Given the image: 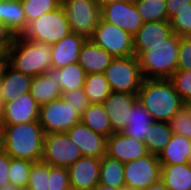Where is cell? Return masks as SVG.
I'll list each match as a JSON object with an SVG mask.
<instances>
[{
  "instance_id": "6da1fadb",
  "label": "cell",
  "mask_w": 191,
  "mask_h": 190,
  "mask_svg": "<svg viewBox=\"0 0 191 190\" xmlns=\"http://www.w3.org/2000/svg\"><path fill=\"white\" fill-rule=\"evenodd\" d=\"M137 96L153 121L169 122L185 105L167 78L144 79Z\"/></svg>"
},
{
  "instance_id": "7a4b0ae2",
  "label": "cell",
  "mask_w": 191,
  "mask_h": 190,
  "mask_svg": "<svg viewBox=\"0 0 191 190\" xmlns=\"http://www.w3.org/2000/svg\"><path fill=\"white\" fill-rule=\"evenodd\" d=\"M44 136L39 121L5 125L3 150L12 158L40 162L43 157Z\"/></svg>"
},
{
  "instance_id": "3957f363",
  "label": "cell",
  "mask_w": 191,
  "mask_h": 190,
  "mask_svg": "<svg viewBox=\"0 0 191 190\" xmlns=\"http://www.w3.org/2000/svg\"><path fill=\"white\" fill-rule=\"evenodd\" d=\"M7 57L10 67L32 78L52 67L51 45L28 41L22 36H15Z\"/></svg>"
},
{
  "instance_id": "277c9868",
  "label": "cell",
  "mask_w": 191,
  "mask_h": 190,
  "mask_svg": "<svg viewBox=\"0 0 191 190\" xmlns=\"http://www.w3.org/2000/svg\"><path fill=\"white\" fill-rule=\"evenodd\" d=\"M181 36L172 34L163 43L151 44L139 56L144 79H169L177 70Z\"/></svg>"
},
{
  "instance_id": "5b68a950",
  "label": "cell",
  "mask_w": 191,
  "mask_h": 190,
  "mask_svg": "<svg viewBox=\"0 0 191 190\" xmlns=\"http://www.w3.org/2000/svg\"><path fill=\"white\" fill-rule=\"evenodd\" d=\"M111 91L138 93L144 80L138 57H114L104 71Z\"/></svg>"
},
{
  "instance_id": "8992f818",
  "label": "cell",
  "mask_w": 191,
  "mask_h": 190,
  "mask_svg": "<svg viewBox=\"0 0 191 190\" xmlns=\"http://www.w3.org/2000/svg\"><path fill=\"white\" fill-rule=\"evenodd\" d=\"M70 33L68 19L63 7L60 6L32 21L22 37L28 41H37L52 46Z\"/></svg>"
},
{
  "instance_id": "52a82bcc",
  "label": "cell",
  "mask_w": 191,
  "mask_h": 190,
  "mask_svg": "<svg viewBox=\"0 0 191 190\" xmlns=\"http://www.w3.org/2000/svg\"><path fill=\"white\" fill-rule=\"evenodd\" d=\"M70 31L90 39L101 20V7L96 0H61Z\"/></svg>"
},
{
  "instance_id": "ba28073f",
  "label": "cell",
  "mask_w": 191,
  "mask_h": 190,
  "mask_svg": "<svg viewBox=\"0 0 191 190\" xmlns=\"http://www.w3.org/2000/svg\"><path fill=\"white\" fill-rule=\"evenodd\" d=\"M90 40L105 49L113 57L135 55L133 36L120 27L104 21L102 18Z\"/></svg>"
},
{
  "instance_id": "9c48e42d",
  "label": "cell",
  "mask_w": 191,
  "mask_h": 190,
  "mask_svg": "<svg viewBox=\"0 0 191 190\" xmlns=\"http://www.w3.org/2000/svg\"><path fill=\"white\" fill-rule=\"evenodd\" d=\"M80 119L79 112L62 98L40 106L38 121L45 134L66 132Z\"/></svg>"
},
{
  "instance_id": "30bf717a",
  "label": "cell",
  "mask_w": 191,
  "mask_h": 190,
  "mask_svg": "<svg viewBox=\"0 0 191 190\" xmlns=\"http://www.w3.org/2000/svg\"><path fill=\"white\" fill-rule=\"evenodd\" d=\"M81 157L80 149L66 132L45 134L42 162L68 168Z\"/></svg>"
},
{
  "instance_id": "8fae6325",
  "label": "cell",
  "mask_w": 191,
  "mask_h": 190,
  "mask_svg": "<svg viewBox=\"0 0 191 190\" xmlns=\"http://www.w3.org/2000/svg\"><path fill=\"white\" fill-rule=\"evenodd\" d=\"M161 164L158 155H148L124 163L125 186L135 190H145L161 180Z\"/></svg>"
},
{
  "instance_id": "7c38bea8",
  "label": "cell",
  "mask_w": 191,
  "mask_h": 190,
  "mask_svg": "<svg viewBox=\"0 0 191 190\" xmlns=\"http://www.w3.org/2000/svg\"><path fill=\"white\" fill-rule=\"evenodd\" d=\"M101 18L134 36L143 21L133 1L123 0L101 7Z\"/></svg>"
},
{
  "instance_id": "4fadbf2b",
  "label": "cell",
  "mask_w": 191,
  "mask_h": 190,
  "mask_svg": "<svg viewBox=\"0 0 191 190\" xmlns=\"http://www.w3.org/2000/svg\"><path fill=\"white\" fill-rule=\"evenodd\" d=\"M101 158L82 156L67 168L70 188L92 190L100 177Z\"/></svg>"
},
{
  "instance_id": "5bb4252c",
  "label": "cell",
  "mask_w": 191,
  "mask_h": 190,
  "mask_svg": "<svg viewBox=\"0 0 191 190\" xmlns=\"http://www.w3.org/2000/svg\"><path fill=\"white\" fill-rule=\"evenodd\" d=\"M106 154L127 163L149 154L144 141L115 132L107 138Z\"/></svg>"
},
{
  "instance_id": "9a60e30c",
  "label": "cell",
  "mask_w": 191,
  "mask_h": 190,
  "mask_svg": "<svg viewBox=\"0 0 191 190\" xmlns=\"http://www.w3.org/2000/svg\"><path fill=\"white\" fill-rule=\"evenodd\" d=\"M40 105L35 101L30 92L17 99L4 103L2 120L5 125H14L39 120Z\"/></svg>"
},
{
  "instance_id": "2e32d148",
  "label": "cell",
  "mask_w": 191,
  "mask_h": 190,
  "mask_svg": "<svg viewBox=\"0 0 191 190\" xmlns=\"http://www.w3.org/2000/svg\"><path fill=\"white\" fill-rule=\"evenodd\" d=\"M137 94L112 91L102 102L114 132H121L128 124L131 108L138 100Z\"/></svg>"
},
{
  "instance_id": "e0dca14e",
  "label": "cell",
  "mask_w": 191,
  "mask_h": 190,
  "mask_svg": "<svg viewBox=\"0 0 191 190\" xmlns=\"http://www.w3.org/2000/svg\"><path fill=\"white\" fill-rule=\"evenodd\" d=\"M66 133L78 146L82 156L102 158L106 154L107 138L95 133L81 121Z\"/></svg>"
},
{
  "instance_id": "ac0fdd59",
  "label": "cell",
  "mask_w": 191,
  "mask_h": 190,
  "mask_svg": "<svg viewBox=\"0 0 191 190\" xmlns=\"http://www.w3.org/2000/svg\"><path fill=\"white\" fill-rule=\"evenodd\" d=\"M172 34L170 21L143 23L133 36L135 56L138 57L151 44L163 43Z\"/></svg>"
},
{
  "instance_id": "d6986e66",
  "label": "cell",
  "mask_w": 191,
  "mask_h": 190,
  "mask_svg": "<svg viewBox=\"0 0 191 190\" xmlns=\"http://www.w3.org/2000/svg\"><path fill=\"white\" fill-rule=\"evenodd\" d=\"M86 39L73 32L51 46V64L53 68H63L78 63L81 46Z\"/></svg>"
},
{
  "instance_id": "ffe728a7",
  "label": "cell",
  "mask_w": 191,
  "mask_h": 190,
  "mask_svg": "<svg viewBox=\"0 0 191 190\" xmlns=\"http://www.w3.org/2000/svg\"><path fill=\"white\" fill-rule=\"evenodd\" d=\"M113 58L105 49L86 39L79 52L78 64L86 74L104 73Z\"/></svg>"
},
{
  "instance_id": "44dd1931",
  "label": "cell",
  "mask_w": 191,
  "mask_h": 190,
  "mask_svg": "<svg viewBox=\"0 0 191 190\" xmlns=\"http://www.w3.org/2000/svg\"><path fill=\"white\" fill-rule=\"evenodd\" d=\"M32 77L16 71L9 65L0 80V98L2 104L13 101L30 92Z\"/></svg>"
},
{
  "instance_id": "7402d4cb",
  "label": "cell",
  "mask_w": 191,
  "mask_h": 190,
  "mask_svg": "<svg viewBox=\"0 0 191 190\" xmlns=\"http://www.w3.org/2000/svg\"><path fill=\"white\" fill-rule=\"evenodd\" d=\"M47 73L58 84L62 93L84 88L86 72L78 63H72L60 69L51 67Z\"/></svg>"
},
{
  "instance_id": "603a6c76",
  "label": "cell",
  "mask_w": 191,
  "mask_h": 190,
  "mask_svg": "<svg viewBox=\"0 0 191 190\" xmlns=\"http://www.w3.org/2000/svg\"><path fill=\"white\" fill-rule=\"evenodd\" d=\"M0 22L15 36H22L27 29V21L21 0H0Z\"/></svg>"
},
{
  "instance_id": "cb8c5ba5",
  "label": "cell",
  "mask_w": 191,
  "mask_h": 190,
  "mask_svg": "<svg viewBox=\"0 0 191 190\" xmlns=\"http://www.w3.org/2000/svg\"><path fill=\"white\" fill-rule=\"evenodd\" d=\"M191 151V139L172 134L170 142L158 154L161 165H174L189 163L188 157Z\"/></svg>"
},
{
  "instance_id": "d4e9b609",
  "label": "cell",
  "mask_w": 191,
  "mask_h": 190,
  "mask_svg": "<svg viewBox=\"0 0 191 190\" xmlns=\"http://www.w3.org/2000/svg\"><path fill=\"white\" fill-rule=\"evenodd\" d=\"M161 181L168 190H191V165H161Z\"/></svg>"
},
{
  "instance_id": "484cf974",
  "label": "cell",
  "mask_w": 191,
  "mask_h": 190,
  "mask_svg": "<svg viewBox=\"0 0 191 190\" xmlns=\"http://www.w3.org/2000/svg\"><path fill=\"white\" fill-rule=\"evenodd\" d=\"M128 120V124L121 132L126 136L144 141L153 119L139 100L133 104Z\"/></svg>"
},
{
  "instance_id": "4316f807",
  "label": "cell",
  "mask_w": 191,
  "mask_h": 190,
  "mask_svg": "<svg viewBox=\"0 0 191 190\" xmlns=\"http://www.w3.org/2000/svg\"><path fill=\"white\" fill-rule=\"evenodd\" d=\"M80 121L92 131L106 138L113 133L111 122L102 103H93L81 114Z\"/></svg>"
},
{
  "instance_id": "83f0119b",
  "label": "cell",
  "mask_w": 191,
  "mask_h": 190,
  "mask_svg": "<svg viewBox=\"0 0 191 190\" xmlns=\"http://www.w3.org/2000/svg\"><path fill=\"white\" fill-rule=\"evenodd\" d=\"M30 94L41 106L61 98V89L48 73L39 74L32 78Z\"/></svg>"
},
{
  "instance_id": "f1b7e54d",
  "label": "cell",
  "mask_w": 191,
  "mask_h": 190,
  "mask_svg": "<svg viewBox=\"0 0 191 190\" xmlns=\"http://www.w3.org/2000/svg\"><path fill=\"white\" fill-rule=\"evenodd\" d=\"M99 184L114 188L125 187L124 163L105 154L101 158Z\"/></svg>"
},
{
  "instance_id": "f546056e",
  "label": "cell",
  "mask_w": 191,
  "mask_h": 190,
  "mask_svg": "<svg viewBox=\"0 0 191 190\" xmlns=\"http://www.w3.org/2000/svg\"><path fill=\"white\" fill-rule=\"evenodd\" d=\"M172 134L173 132L168 122L153 121L144 138L148 152L158 155L170 142Z\"/></svg>"
},
{
  "instance_id": "4dcf8cb0",
  "label": "cell",
  "mask_w": 191,
  "mask_h": 190,
  "mask_svg": "<svg viewBox=\"0 0 191 190\" xmlns=\"http://www.w3.org/2000/svg\"><path fill=\"white\" fill-rule=\"evenodd\" d=\"M84 91L91 104L102 103L112 92L104 73L86 74Z\"/></svg>"
},
{
  "instance_id": "1f68e13d",
  "label": "cell",
  "mask_w": 191,
  "mask_h": 190,
  "mask_svg": "<svg viewBox=\"0 0 191 190\" xmlns=\"http://www.w3.org/2000/svg\"><path fill=\"white\" fill-rule=\"evenodd\" d=\"M134 4L144 23L169 21L166 0H135Z\"/></svg>"
},
{
  "instance_id": "d6a6232c",
  "label": "cell",
  "mask_w": 191,
  "mask_h": 190,
  "mask_svg": "<svg viewBox=\"0 0 191 190\" xmlns=\"http://www.w3.org/2000/svg\"><path fill=\"white\" fill-rule=\"evenodd\" d=\"M26 17L27 27L45 13L54 11L61 6V0H21Z\"/></svg>"
},
{
  "instance_id": "836d02e7",
  "label": "cell",
  "mask_w": 191,
  "mask_h": 190,
  "mask_svg": "<svg viewBox=\"0 0 191 190\" xmlns=\"http://www.w3.org/2000/svg\"><path fill=\"white\" fill-rule=\"evenodd\" d=\"M34 162L19 158H12L9 166V183L18 188H27L30 170Z\"/></svg>"
},
{
  "instance_id": "e575fe53",
  "label": "cell",
  "mask_w": 191,
  "mask_h": 190,
  "mask_svg": "<svg viewBox=\"0 0 191 190\" xmlns=\"http://www.w3.org/2000/svg\"><path fill=\"white\" fill-rule=\"evenodd\" d=\"M168 123L173 133L191 139V106L185 103Z\"/></svg>"
},
{
  "instance_id": "d590c367",
  "label": "cell",
  "mask_w": 191,
  "mask_h": 190,
  "mask_svg": "<svg viewBox=\"0 0 191 190\" xmlns=\"http://www.w3.org/2000/svg\"><path fill=\"white\" fill-rule=\"evenodd\" d=\"M49 164L42 161L35 162L30 170L27 188L31 190H48Z\"/></svg>"
},
{
  "instance_id": "8d00e7d4",
  "label": "cell",
  "mask_w": 191,
  "mask_h": 190,
  "mask_svg": "<svg viewBox=\"0 0 191 190\" xmlns=\"http://www.w3.org/2000/svg\"><path fill=\"white\" fill-rule=\"evenodd\" d=\"M185 103L191 102V70H176L169 78Z\"/></svg>"
},
{
  "instance_id": "74e56055",
  "label": "cell",
  "mask_w": 191,
  "mask_h": 190,
  "mask_svg": "<svg viewBox=\"0 0 191 190\" xmlns=\"http://www.w3.org/2000/svg\"><path fill=\"white\" fill-rule=\"evenodd\" d=\"M170 25L174 34L181 37L191 36V3L170 20Z\"/></svg>"
},
{
  "instance_id": "f35d334b",
  "label": "cell",
  "mask_w": 191,
  "mask_h": 190,
  "mask_svg": "<svg viewBox=\"0 0 191 190\" xmlns=\"http://www.w3.org/2000/svg\"><path fill=\"white\" fill-rule=\"evenodd\" d=\"M48 190H67L70 188L67 168L49 165Z\"/></svg>"
},
{
  "instance_id": "ab89813d",
  "label": "cell",
  "mask_w": 191,
  "mask_h": 190,
  "mask_svg": "<svg viewBox=\"0 0 191 190\" xmlns=\"http://www.w3.org/2000/svg\"><path fill=\"white\" fill-rule=\"evenodd\" d=\"M61 98L68 103L81 115L91 104L85 94L84 88L63 92Z\"/></svg>"
},
{
  "instance_id": "60d3db41",
  "label": "cell",
  "mask_w": 191,
  "mask_h": 190,
  "mask_svg": "<svg viewBox=\"0 0 191 190\" xmlns=\"http://www.w3.org/2000/svg\"><path fill=\"white\" fill-rule=\"evenodd\" d=\"M177 70H191V38L181 37Z\"/></svg>"
},
{
  "instance_id": "b9f144b4",
  "label": "cell",
  "mask_w": 191,
  "mask_h": 190,
  "mask_svg": "<svg viewBox=\"0 0 191 190\" xmlns=\"http://www.w3.org/2000/svg\"><path fill=\"white\" fill-rule=\"evenodd\" d=\"M15 35L0 22V49L7 54L12 47Z\"/></svg>"
},
{
  "instance_id": "7bdbcfd3",
  "label": "cell",
  "mask_w": 191,
  "mask_h": 190,
  "mask_svg": "<svg viewBox=\"0 0 191 190\" xmlns=\"http://www.w3.org/2000/svg\"><path fill=\"white\" fill-rule=\"evenodd\" d=\"M11 156L8 155L3 149L0 150V187L9 183V166Z\"/></svg>"
},
{
  "instance_id": "ee69618b",
  "label": "cell",
  "mask_w": 191,
  "mask_h": 190,
  "mask_svg": "<svg viewBox=\"0 0 191 190\" xmlns=\"http://www.w3.org/2000/svg\"><path fill=\"white\" fill-rule=\"evenodd\" d=\"M191 0H166L167 17L170 21L179 11L188 7Z\"/></svg>"
},
{
  "instance_id": "f6af8a7d",
  "label": "cell",
  "mask_w": 191,
  "mask_h": 190,
  "mask_svg": "<svg viewBox=\"0 0 191 190\" xmlns=\"http://www.w3.org/2000/svg\"><path fill=\"white\" fill-rule=\"evenodd\" d=\"M4 133H5V124L0 117V150L3 149L4 146Z\"/></svg>"
},
{
  "instance_id": "bcb514c9",
  "label": "cell",
  "mask_w": 191,
  "mask_h": 190,
  "mask_svg": "<svg viewBox=\"0 0 191 190\" xmlns=\"http://www.w3.org/2000/svg\"><path fill=\"white\" fill-rule=\"evenodd\" d=\"M145 190H168V189L165 187L164 183L160 180L159 182L150 185Z\"/></svg>"
},
{
  "instance_id": "7dc6e473",
  "label": "cell",
  "mask_w": 191,
  "mask_h": 190,
  "mask_svg": "<svg viewBox=\"0 0 191 190\" xmlns=\"http://www.w3.org/2000/svg\"><path fill=\"white\" fill-rule=\"evenodd\" d=\"M7 66L8 60H0V80L2 79Z\"/></svg>"
},
{
  "instance_id": "c3c4849f",
  "label": "cell",
  "mask_w": 191,
  "mask_h": 190,
  "mask_svg": "<svg viewBox=\"0 0 191 190\" xmlns=\"http://www.w3.org/2000/svg\"><path fill=\"white\" fill-rule=\"evenodd\" d=\"M92 190H120V188L109 187L98 183Z\"/></svg>"
},
{
  "instance_id": "681fc988",
  "label": "cell",
  "mask_w": 191,
  "mask_h": 190,
  "mask_svg": "<svg viewBox=\"0 0 191 190\" xmlns=\"http://www.w3.org/2000/svg\"><path fill=\"white\" fill-rule=\"evenodd\" d=\"M0 190H19V188L12 183H6L0 187Z\"/></svg>"
},
{
  "instance_id": "f907efd6",
  "label": "cell",
  "mask_w": 191,
  "mask_h": 190,
  "mask_svg": "<svg viewBox=\"0 0 191 190\" xmlns=\"http://www.w3.org/2000/svg\"><path fill=\"white\" fill-rule=\"evenodd\" d=\"M96 1L100 5V7H102L105 4H110V3L119 2V1H123V0H96Z\"/></svg>"
},
{
  "instance_id": "816d5d0a",
  "label": "cell",
  "mask_w": 191,
  "mask_h": 190,
  "mask_svg": "<svg viewBox=\"0 0 191 190\" xmlns=\"http://www.w3.org/2000/svg\"><path fill=\"white\" fill-rule=\"evenodd\" d=\"M0 60H8L7 54L0 49Z\"/></svg>"
},
{
  "instance_id": "f5cc1de1",
  "label": "cell",
  "mask_w": 191,
  "mask_h": 190,
  "mask_svg": "<svg viewBox=\"0 0 191 190\" xmlns=\"http://www.w3.org/2000/svg\"><path fill=\"white\" fill-rule=\"evenodd\" d=\"M2 108H3V104H2L1 98H0V117L2 116Z\"/></svg>"
},
{
  "instance_id": "db71d44e",
  "label": "cell",
  "mask_w": 191,
  "mask_h": 190,
  "mask_svg": "<svg viewBox=\"0 0 191 190\" xmlns=\"http://www.w3.org/2000/svg\"><path fill=\"white\" fill-rule=\"evenodd\" d=\"M120 190H135V189H132V188H129V187H122V188H120Z\"/></svg>"
},
{
  "instance_id": "11a10c76",
  "label": "cell",
  "mask_w": 191,
  "mask_h": 190,
  "mask_svg": "<svg viewBox=\"0 0 191 190\" xmlns=\"http://www.w3.org/2000/svg\"><path fill=\"white\" fill-rule=\"evenodd\" d=\"M188 160H189V164L191 165V151H190V155L188 157Z\"/></svg>"
},
{
  "instance_id": "9f6ffc18",
  "label": "cell",
  "mask_w": 191,
  "mask_h": 190,
  "mask_svg": "<svg viewBox=\"0 0 191 190\" xmlns=\"http://www.w3.org/2000/svg\"><path fill=\"white\" fill-rule=\"evenodd\" d=\"M19 190H31L29 188H19Z\"/></svg>"
}]
</instances>
